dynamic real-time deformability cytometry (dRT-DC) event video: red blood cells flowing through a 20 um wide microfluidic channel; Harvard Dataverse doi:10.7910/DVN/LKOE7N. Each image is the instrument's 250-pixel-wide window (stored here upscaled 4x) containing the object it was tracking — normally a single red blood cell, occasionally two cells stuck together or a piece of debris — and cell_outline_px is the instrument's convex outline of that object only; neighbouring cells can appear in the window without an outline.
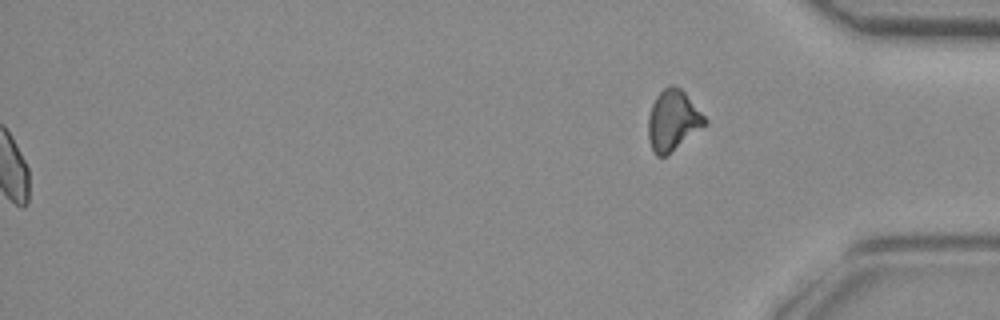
{"species": "common noctule bat (a hibernating species)", "species_latin": "Nyctalus noctula", "temperature_condition": "room temperature", "stored_images_in_passage": 48, "segment_of_instrument_passage": [2, 2], "camera_frame_rate_fps": 3000, "um_per_image_px": 0.085, "animal": {"sex": "female", "body_mass_g": 29.2, "forearm_length_mm": 56.3}, "frame": {"image": 1, "passage_image": 48, "time_ms": 15.667, "image_size_px": [1000, 320], "cell_outline_px": [[708, 124], [664, 156], [656, 156], [652, 148], [648, 136], [648, 116], [652, 104], [656, 96], [664, 88], [672, 84], [680, 88], [684, 92], [708, 120]], "centroid_in_image_um": [57.2, 10.22], "position_along_channel_um": 378.0, "area_um2": 19.71}}